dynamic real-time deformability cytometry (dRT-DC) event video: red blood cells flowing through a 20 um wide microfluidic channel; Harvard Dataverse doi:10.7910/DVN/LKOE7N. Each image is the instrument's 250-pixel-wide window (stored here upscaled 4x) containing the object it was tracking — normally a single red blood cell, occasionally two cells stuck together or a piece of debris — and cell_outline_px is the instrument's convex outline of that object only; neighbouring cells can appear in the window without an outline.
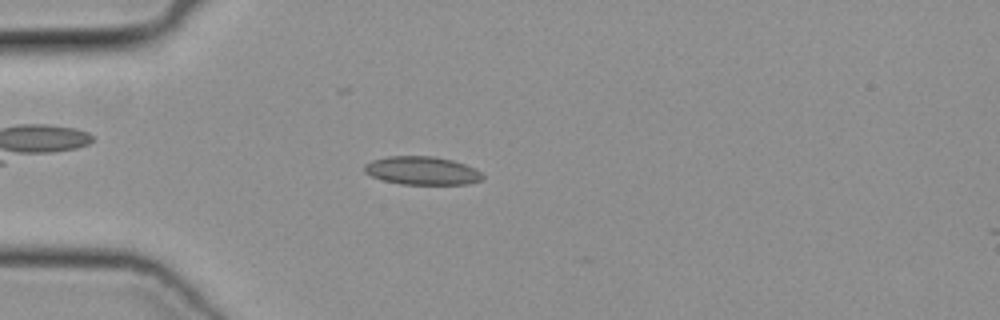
{"species": "common noctule bat (a hibernating species)", "species_latin": "Nyctalus noctula", "temperature_condition": "cold", "stored_images_in_passage": 40, "camera_frame_rate_fps": 3000, "um_per_image_px": 0.085, "animal": {"sex": "female", "body_mass_g": 19.3, "forearm_length_mm": 54.1}, "frame": {"image": 1, "passage_image": 9, "time_ms": 2.667, "image_size_px": [1000, 320], "cell_outline_px": [[484, 180], [468, 184], [400, 184], [384, 180], [372, 176], [364, 172], [364, 164], [372, 160], [388, 156], [432, 156], [452, 160], [476, 168], [484, 176]], "centroid_in_image_um": [35.89, 14.5], "position_along_channel_um": 49.1, "area_um2": 19.54}}
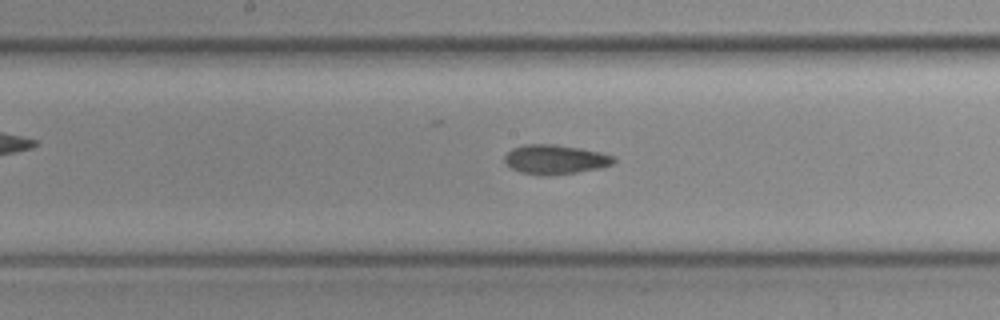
{"frame": {"image": 2, "passage_image": 21, "time_ms": 6.667, "image_size_px": [1000, 320], "cell_outline_px": [[616, 160], [612, 164], [600, 168], [576, 172], [548, 176], [540, 176], [520, 172], [512, 168], [504, 160], [504, 156], [512, 148], [524, 144], [552, 144], [580, 148], [600, 152], [612, 156]], "centroid_in_image_um": [47.17, 13.56], "position_along_channel_um": 201.0, "area_um2": 18.67}}
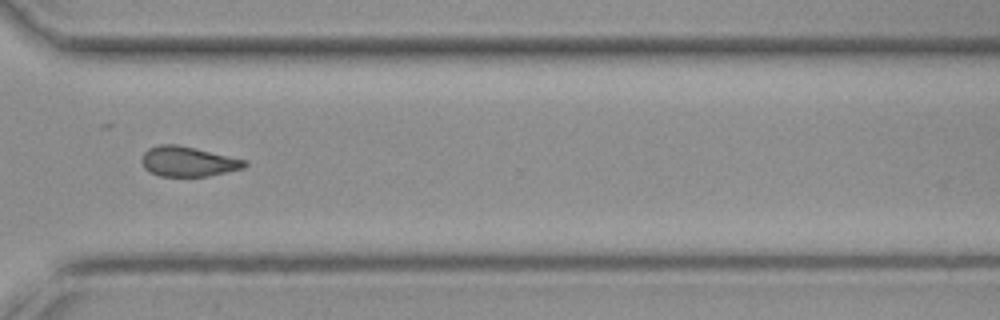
{"frame": {"image": 3, "passage_image": 32, "time_ms": 10.333, "image_size_px": [1000, 320], "cell_outline_px": [[248, 164], [244, 168], [208, 176], [160, 176], [148, 172], [144, 168], [140, 160], [144, 152], [148, 148], [160, 144], [176, 144], [196, 148], [244, 160]], "centroid_in_image_um": [15.92, 13.73], "position_along_channel_um": 354.7, "area_um2": 17.98}}